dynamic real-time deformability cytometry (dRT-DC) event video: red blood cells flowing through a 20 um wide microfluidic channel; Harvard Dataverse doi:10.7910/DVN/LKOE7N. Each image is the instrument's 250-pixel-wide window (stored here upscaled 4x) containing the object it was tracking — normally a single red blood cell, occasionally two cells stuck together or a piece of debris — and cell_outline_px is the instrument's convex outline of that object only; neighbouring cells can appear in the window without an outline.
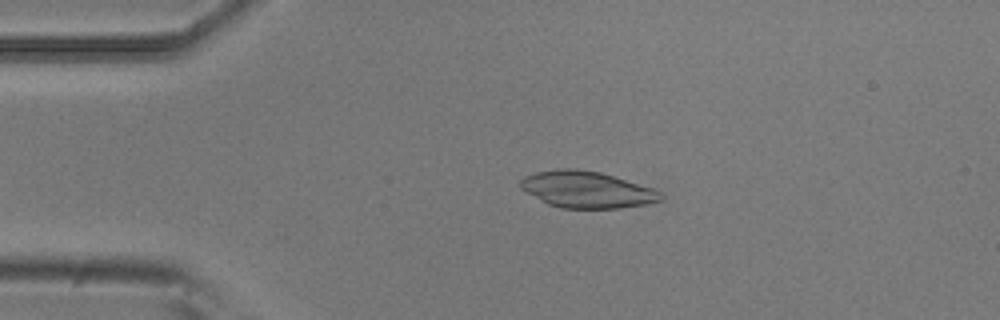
{"species": "common noctule bat (a hibernating species)", "species_latin": "Nyctalus noctula", "temperature_condition": "room temperature", "stored_images_in_passage": 5, "camera_frame_rate_fps": 3000, "um_per_image_px": 0.085, "animal": {"sex": "male", "body_mass_g": 20.5, "forearm_length_mm": 52.5}, "frame": {"image": 1, "passage_image": 4, "time_ms": 1.0, "image_size_px": [1000, 320], "cell_outline_px": [[664, 200], [648, 204], [620, 208], [560, 208], [548, 204], [524, 192], [520, 188], [520, 180], [524, 176], [536, 172], [560, 168], [576, 168], [600, 172], [652, 188], [660, 192], [664, 196]], "centroid_in_image_um": [49.86, 16.12], "position_along_channel_um": 35.1, "area_um2": 30.06}}